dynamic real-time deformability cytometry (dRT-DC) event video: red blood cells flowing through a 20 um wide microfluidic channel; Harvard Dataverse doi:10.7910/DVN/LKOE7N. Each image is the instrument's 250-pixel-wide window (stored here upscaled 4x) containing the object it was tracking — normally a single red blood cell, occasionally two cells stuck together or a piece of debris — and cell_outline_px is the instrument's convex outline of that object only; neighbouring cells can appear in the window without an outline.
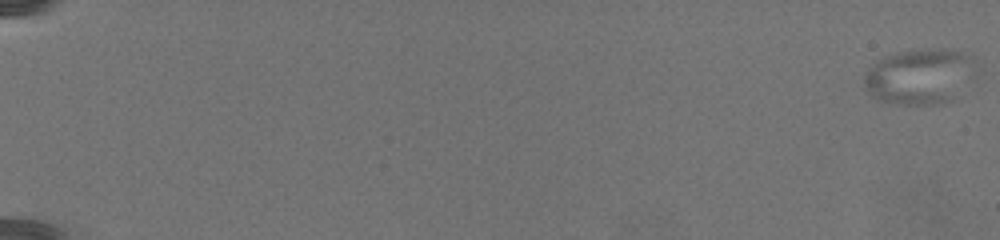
{"species": "common noctule bat (a hibernating species)", "species_latin": "Nyctalus noctula", "temperature_condition": "warm", "stored_images_in_passage": 80, "camera_frame_rate_fps": 3000, "um_per_image_px": 0.085, "animal": {"sex": "female", "body_mass_g": 19.5, "forearm_length_mm": 54.1}, "frame": {"image": 1, "passage_image": 1, "time_ms": 0.0, "image_size_px": [1000, 240], "cell_outline_px": [[980, 68], [956, 100], [940, 104], [892, 104], [876, 100], [864, 88], [864, 76], [868, 68], [876, 60], [884, 56], [896, 52], [940, 48], [956, 48], [976, 56]], "centroid_in_image_um": [78.29, 6.48], "position_along_channel_um": 6.7, "area_um2": 37.8}}
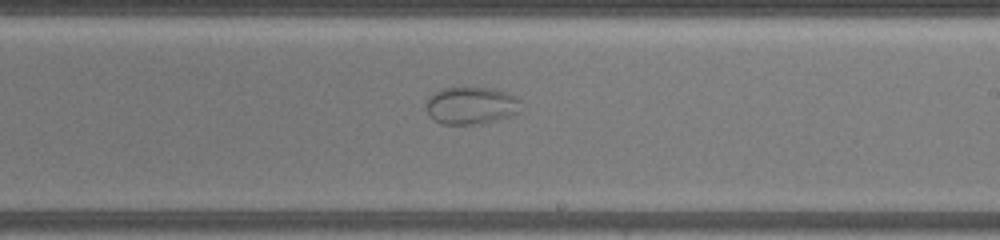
{"frame": {"image": 2, "passage_image": 52, "time_ms": 17.0, "image_size_px": [1000, 240], "cell_outline_px": [[520, 112], [512, 116], [480, 124], [440, 124], [428, 112], [428, 96], [444, 88], [492, 88], [516, 96], [520, 100]], "centroid_in_image_um": [40.1, 8.98], "position_along_channel_um": 248.9, "area_um2": 20.46}}
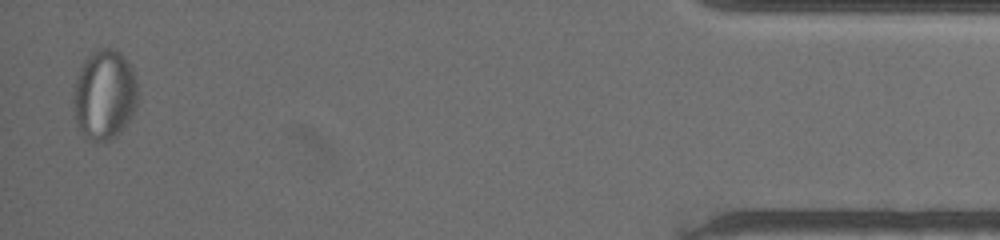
{"frame": {"image": 3, "passage_image": 79, "time_ms": 26.0, "image_size_px": [1000, 240], "cell_outline_px": [[136, 108], [132, 116], [120, 132], [112, 140], [92, 140], [84, 136], [76, 124], [72, 100], [76, 80], [80, 68], [84, 60], [96, 48], [112, 48], [120, 52], [128, 60], [136, 76]], "centroid_in_image_um": [8.87, 8.03], "position_along_channel_um": 426.3, "area_um2": 33.93}}